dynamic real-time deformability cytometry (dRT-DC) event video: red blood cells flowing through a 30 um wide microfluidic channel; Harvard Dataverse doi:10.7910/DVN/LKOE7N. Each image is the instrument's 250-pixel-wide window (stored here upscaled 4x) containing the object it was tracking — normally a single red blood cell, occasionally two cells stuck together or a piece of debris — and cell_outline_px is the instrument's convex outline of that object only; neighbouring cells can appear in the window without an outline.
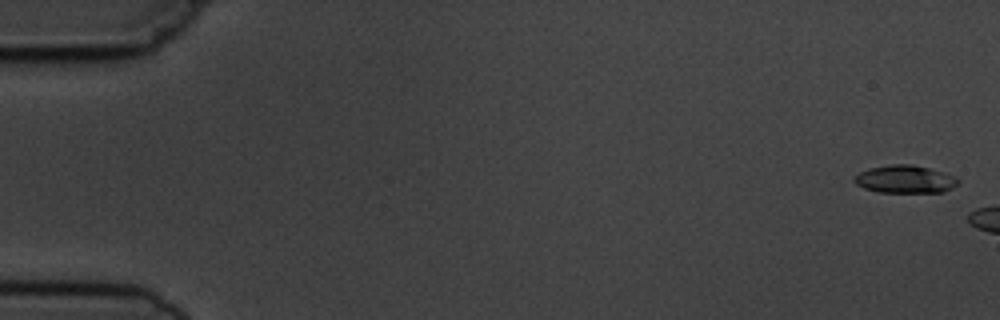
{"species": "common noctule bat (a hibernating species)", "species_latin": "Nyctalus noctula", "temperature_condition": "cold", "stored_images_in_passage": 3, "camera_frame_rate_fps": 3000, "um_per_image_px": 0.085, "animal": {"sex": "male", "body_mass_g": 19.5, "forearm_length_mm": 54.6}, "frame": {"image": 1, "passage_image": 1, "time_ms": 0.0, "image_size_px": [1000, 320], "cell_outline_px": [[960, 180], [952, 188], [944, 192], [876, 192], [864, 188], [856, 184], [852, 180], [860, 172], [868, 168], [892, 164], [908, 164], [928, 168], [944, 172], [956, 176]], "centroid_in_image_um": [76.93, 15.24], "position_along_channel_um": 8.1, "area_um2": 16.82}}